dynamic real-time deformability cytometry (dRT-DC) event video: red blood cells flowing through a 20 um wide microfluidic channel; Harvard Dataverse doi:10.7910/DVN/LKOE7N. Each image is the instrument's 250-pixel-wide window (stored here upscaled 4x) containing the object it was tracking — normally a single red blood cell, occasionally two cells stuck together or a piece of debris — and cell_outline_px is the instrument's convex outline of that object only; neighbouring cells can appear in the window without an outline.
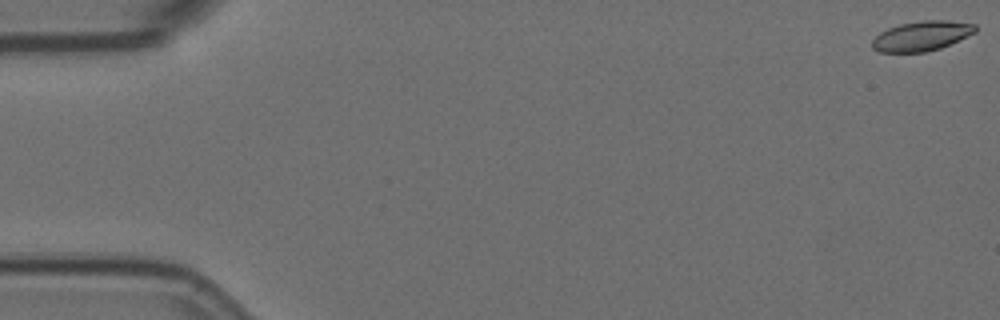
{"species": "Egyptian fruit bat (a non-hibernating species)", "species_latin": "Rousettus aegyptiacus", "temperature_condition": "room temperature", "stored_images_in_passage": 6, "camera_frame_rate_fps": 3000, "um_per_image_px": 0.085, "animal": {"sex": "female"}, "frame": {"image": 1, "passage_image": 1, "time_ms": 0.0, "image_size_px": [1000, 320], "cell_outline_px": [[976, 32], [940, 48], [924, 52], [880, 52], [872, 48], [872, 40], [880, 32], [888, 28], [900, 24], [924, 20], [948, 20], [976, 24]], "centroid_in_image_um": [78.33, 3.05], "position_along_channel_um": 6.7, "area_um2": 17.8}}